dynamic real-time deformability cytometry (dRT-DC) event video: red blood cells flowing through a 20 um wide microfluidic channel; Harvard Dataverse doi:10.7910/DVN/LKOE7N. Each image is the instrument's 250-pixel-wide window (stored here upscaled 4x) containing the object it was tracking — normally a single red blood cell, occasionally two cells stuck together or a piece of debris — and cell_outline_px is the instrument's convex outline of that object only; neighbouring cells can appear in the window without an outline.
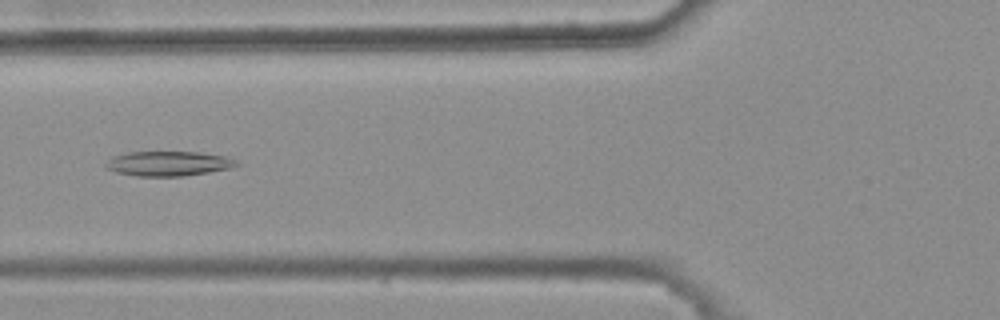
{"species": "common noctule bat (a hibernating species)", "species_latin": "Nyctalus noctula", "temperature_condition": "warm", "stored_images_in_passage": 5, "camera_frame_rate_fps": 3000, "um_per_image_px": 0.085, "animal": {"sex": "female", "body_mass_g": 25.1}, "frame": {"image": 1, "passage_image": 5, "time_ms": 1.333, "image_size_px": [1000, 320], "cell_outline_px": [[240, 164], [228, 168], [208, 172], [184, 176], [136, 176], [116, 172], [104, 168], [104, 164], [112, 156], [128, 152], [200, 152], [224, 156], [236, 160]], "centroid_in_image_um": [14.26, 13.9], "position_along_channel_um": 111.5, "area_um2": 18.84}}